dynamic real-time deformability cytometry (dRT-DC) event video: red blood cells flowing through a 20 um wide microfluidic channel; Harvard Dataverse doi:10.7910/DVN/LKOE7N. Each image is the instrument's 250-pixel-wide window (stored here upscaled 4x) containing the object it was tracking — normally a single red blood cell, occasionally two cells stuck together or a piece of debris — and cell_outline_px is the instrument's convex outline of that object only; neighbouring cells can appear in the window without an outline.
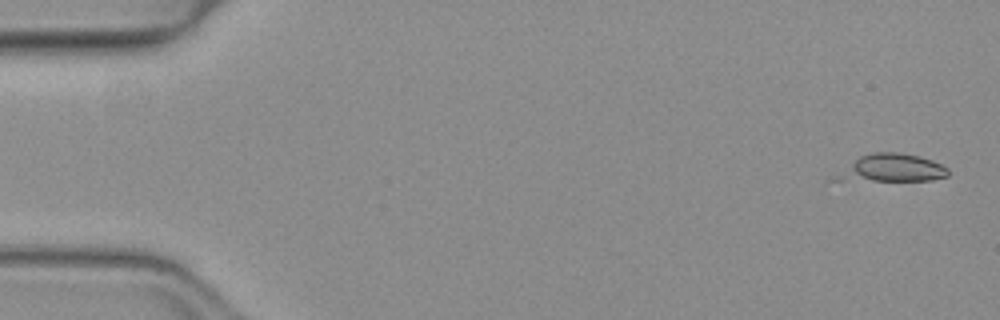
{"species": "common noctule bat (a hibernating species)", "species_latin": "Nyctalus noctula", "temperature_condition": "warm", "stored_images_in_passage": 6, "camera_frame_rate_fps": 3000, "um_per_image_px": 0.085, "animal": {"sex": "female", "body_mass_g": 19.3, "forearm_length_mm": 54.1}, "frame": {"image": 1, "passage_image": 1, "time_ms": 0.0, "image_size_px": [1000, 320], "cell_outline_px": [[948, 176], [932, 180], [828, 180], [832, 176], [860, 156], [872, 152], [900, 152], [920, 156], [932, 160], [948, 168]], "centroid_in_image_um": [75.77, 14.28], "position_along_channel_um": 9.2, "area_um2": 18.09}}